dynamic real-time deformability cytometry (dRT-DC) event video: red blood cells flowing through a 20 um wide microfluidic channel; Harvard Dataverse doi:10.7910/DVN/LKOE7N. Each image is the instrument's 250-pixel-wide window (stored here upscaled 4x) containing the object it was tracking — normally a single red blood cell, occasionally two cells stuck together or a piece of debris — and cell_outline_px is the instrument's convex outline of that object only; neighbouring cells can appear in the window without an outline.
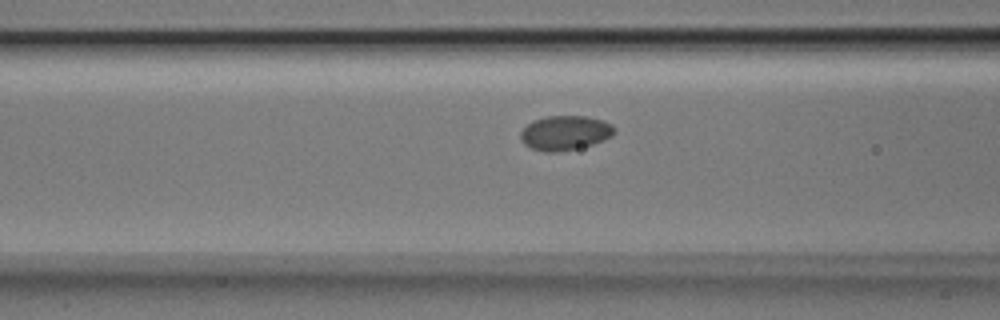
{"species": "Egyptian fruit bat (a non-hibernating species)", "species_latin": "Rousettus aegyptiacus", "temperature_condition": "room temperature", "stored_images_in_passage": 38, "camera_frame_rate_fps": 3000, "um_per_image_px": 0.085, "animal": {"sex": "male"}, "frame": {"image": 1, "passage_image": 9, "time_ms": 2.667, "image_size_px": [1000, 320], "cell_outline_px": [[616, 132], [612, 136], [604, 140], [592, 144], [576, 148], [556, 152], [544, 152], [532, 148], [524, 144], [520, 140], [520, 132], [532, 120], [544, 116], [588, 116], [604, 120], [612, 124], [616, 128]], "centroid_in_image_um": [48.04, 11.28], "position_along_channel_um": 118.6, "area_um2": 19.07}}
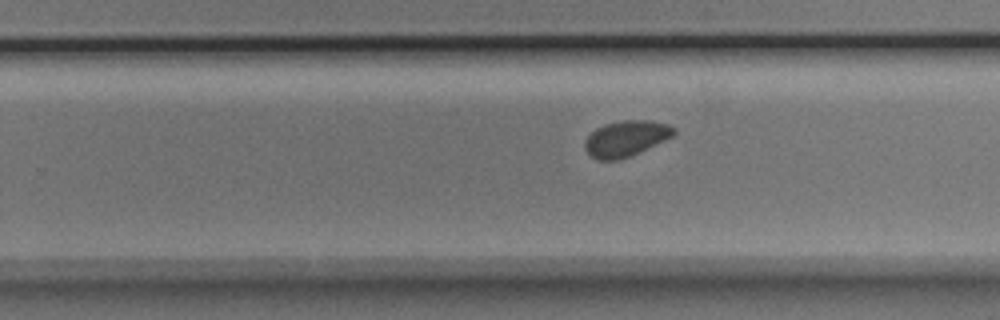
{"frame": {"image": 2, "passage_image": 21, "time_ms": 6.667, "image_size_px": [1000, 320], "cell_outline_px": [[676, 132], [672, 136], [664, 140], [620, 160], [596, 160], [584, 148], [584, 140], [596, 128], [604, 124], [624, 120], [652, 120], [668, 124], [676, 128]], "centroid_in_image_um": [53.19, 11.76], "position_along_channel_um": 276.6, "area_um2": 18.44}}
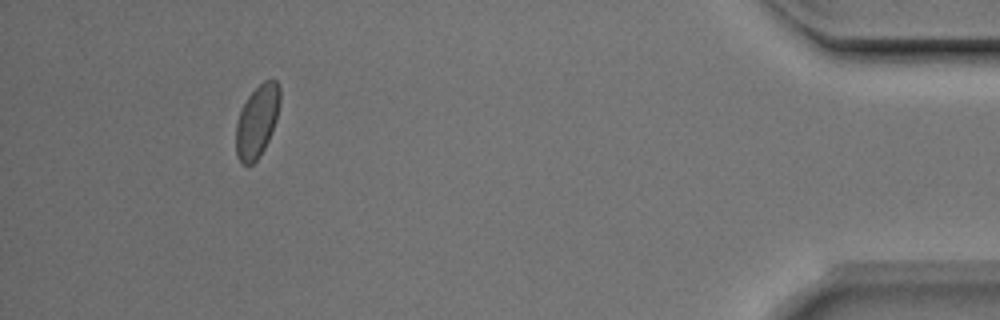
{"frame": {"image": 3, "passage_image": 36, "time_ms": 11.667, "image_size_px": [1000, 320], "cell_outline_px": [[280, 104], [276, 120], [268, 140], [260, 156], [248, 168], [240, 164], [236, 156], [236, 120], [248, 96], [264, 80], [276, 80], [280, 88]], "centroid_in_image_um": [21.83, 10.35], "position_along_channel_um": 413.4, "area_um2": 18.67}, "authors_computed_cell_mechanics": {"area_um2": 18.6405, "velocity_mm_per_s": 3.9602, "shape_relaxation_time_tau1_ms": 1.1598, "shape_relaxation_time_tau2_ms": null, "deformation_change_tau1": 0.0315, "deformation_change_tau2": null}}